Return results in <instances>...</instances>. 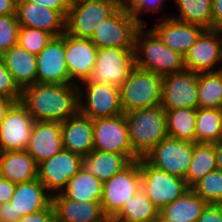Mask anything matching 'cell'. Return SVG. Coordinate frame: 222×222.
<instances>
[{
	"mask_svg": "<svg viewBox=\"0 0 222 222\" xmlns=\"http://www.w3.org/2000/svg\"><path fill=\"white\" fill-rule=\"evenodd\" d=\"M16 184L6 178L0 180V203H7L13 197Z\"/></svg>",
	"mask_w": 222,
	"mask_h": 222,
	"instance_id": "45",
	"label": "cell"
},
{
	"mask_svg": "<svg viewBox=\"0 0 222 222\" xmlns=\"http://www.w3.org/2000/svg\"><path fill=\"white\" fill-rule=\"evenodd\" d=\"M218 142H222V116H221V120H220V129H219Z\"/></svg>",
	"mask_w": 222,
	"mask_h": 222,
	"instance_id": "50",
	"label": "cell"
},
{
	"mask_svg": "<svg viewBox=\"0 0 222 222\" xmlns=\"http://www.w3.org/2000/svg\"><path fill=\"white\" fill-rule=\"evenodd\" d=\"M35 120L16 102L0 123V152L26 150Z\"/></svg>",
	"mask_w": 222,
	"mask_h": 222,
	"instance_id": "17",
	"label": "cell"
},
{
	"mask_svg": "<svg viewBox=\"0 0 222 222\" xmlns=\"http://www.w3.org/2000/svg\"><path fill=\"white\" fill-rule=\"evenodd\" d=\"M193 154V143L166 137L144 157L151 165L185 179Z\"/></svg>",
	"mask_w": 222,
	"mask_h": 222,
	"instance_id": "13",
	"label": "cell"
},
{
	"mask_svg": "<svg viewBox=\"0 0 222 222\" xmlns=\"http://www.w3.org/2000/svg\"><path fill=\"white\" fill-rule=\"evenodd\" d=\"M3 59L21 90L37 83L36 55L16 44L3 54Z\"/></svg>",
	"mask_w": 222,
	"mask_h": 222,
	"instance_id": "25",
	"label": "cell"
},
{
	"mask_svg": "<svg viewBox=\"0 0 222 222\" xmlns=\"http://www.w3.org/2000/svg\"><path fill=\"white\" fill-rule=\"evenodd\" d=\"M0 59H3V53L1 50H0Z\"/></svg>",
	"mask_w": 222,
	"mask_h": 222,
	"instance_id": "56",
	"label": "cell"
},
{
	"mask_svg": "<svg viewBox=\"0 0 222 222\" xmlns=\"http://www.w3.org/2000/svg\"><path fill=\"white\" fill-rule=\"evenodd\" d=\"M124 114L127 119L129 141L138 158H144L155 145L168 136L165 110L160 105Z\"/></svg>",
	"mask_w": 222,
	"mask_h": 222,
	"instance_id": "3",
	"label": "cell"
},
{
	"mask_svg": "<svg viewBox=\"0 0 222 222\" xmlns=\"http://www.w3.org/2000/svg\"><path fill=\"white\" fill-rule=\"evenodd\" d=\"M157 219H158V222H174V221L164 218L160 213H159Z\"/></svg>",
	"mask_w": 222,
	"mask_h": 222,
	"instance_id": "51",
	"label": "cell"
},
{
	"mask_svg": "<svg viewBox=\"0 0 222 222\" xmlns=\"http://www.w3.org/2000/svg\"><path fill=\"white\" fill-rule=\"evenodd\" d=\"M17 222H56L54 206L51 202L45 209L22 216Z\"/></svg>",
	"mask_w": 222,
	"mask_h": 222,
	"instance_id": "41",
	"label": "cell"
},
{
	"mask_svg": "<svg viewBox=\"0 0 222 222\" xmlns=\"http://www.w3.org/2000/svg\"><path fill=\"white\" fill-rule=\"evenodd\" d=\"M78 85L35 83L21 91L20 103L35 121L63 122L79 111Z\"/></svg>",
	"mask_w": 222,
	"mask_h": 222,
	"instance_id": "1",
	"label": "cell"
},
{
	"mask_svg": "<svg viewBox=\"0 0 222 222\" xmlns=\"http://www.w3.org/2000/svg\"><path fill=\"white\" fill-rule=\"evenodd\" d=\"M17 0H0V16L16 14Z\"/></svg>",
	"mask_w": 222,
	"mask_h": 222,
	"instance_id": "46",
	"label": "cell"
},
{
	"mask_svg": "<svg viewBox=\"0 0 222 222\" xmlns=\"http://www.w3.org/2000/svg\"><path fill=\"white\" fill-rule=\"evenodd\" d=\"M146 30L141 26L135 36V67L160 76L184 71V56L167 47L150 28Z\"/></svg>",
	"mask_w": 222,
	"mask_h": 222,
	"instance_id": "2",
	"label": "cell"
},
{
	"mask_svg": "<svg viewBox=\"0 0 222 222\" xmlns=\"http://www.w3.org/2000/svg\"><path fill=\"white\" fill-rule=\"evenodd\" d=\"M63 149L61 122L35 121L26 151L39 164Z\"/></svg>",
	"mask_w": 222,
	"mask_h": 222,
	"instance_id": "22",
	"label": "cell"
},
{
	"mask_svg": "<svg viewBox=\"0 0 222 222\" xmlns=\"http://www.w3.org/2000/svg\"><path fill=\"white\" fill-rule=\"evenodd\" d=\"M82 84L85 89L78 85V103L81 114L94 120L123 113L118 87L101 83Z\"/></svg>",
	"mask_w": 222,
	"mask_h": 222,
	"instance_id": "11",
	"label": "cell"
},
{
	"mask_svg": "<svg viewBox=\"0 0 222 222\" xmlns=\"http://www.w3.org/2000/svg\"><path fill=\"white\" fill-rule=\"evenodd\" d=\"M198 108L222 109V70L197 73Z\"/></svg>",
	"mask_w": 222,
	"mask_h": 222,
	"instance_id": "32",
	"label": "cell"
},
{
	"mask_svg": "<svg viewBox=\"0 0 222 222\" xmlns=\"http://www.w3.org/2000/svg\"><path fill=\"white\" fill-rule=\"evenodd\" d=\"M15 103L16 101L14 99L0 96V123Z\"/></svg>",
	"mask_w": 222,
	"mask_h": 222,
	"instance_id": "47",
	"label": "cell"
},
{
	"mask_svg": "<svg viewBox=\"0 0 222 222\" xmlns=\"http://www.w3.org/2000/svg\"><path fill=\"white\" fill-rule=\"evenodd\" d=\"M3 178V175H2V169H1V163H0V180Z\"/></svg>",
	"mask_w": 222,
	"mask_h": 222,
	"instance_id": "54",
	"label": "cell"
},
{
	"mask_svg": "<svg viewBox=\"0 0 222 222\" xmlns=\"http://www.w3.org/2000/svg\"><path fill=\"white\" fill-rule=\"evenodd\" d=\"M168 137L195 143L197 109L177 108L165 110Z\"/></svg>",
	"mask_w": 222,
	"mask_h": 222,
	"instance_id": "30",
	"label": "cell"
},
{
	"mask_svg": "<svg viewBox=\"0 0 222 222\" xmlns=\"http://www.w3.org/2000/svg\"><path fill=\"white\" fill-rule=\"evenodd\" d=\"M44 6L51 10L58 11L65 19L68 13L69 4L66 0H26Z\"/></svg>",
	"mask_w": 222,
	"mask_h": 222,
	"instance_id": "42",
	"label": "cell"
},
{
	"mask_svg": "<svg viewBox=\"0 0 222 222\" xmlns=\"http://www.w3.org/2000/svg\"><path fill=\"white\" fill-rule=\"evenodd\" d=\"M19 28L16 14L0 16V50L3 54L18 44Z\"/></svg>",
	"mask_w": 222,
	"mask_h": 222,
	"instance_id": "38",
	"label": "cell"
},
{
	"mask_svg": "<svg viewBox=\"0 0 222 222\" xmlns=\"http://www.w3.org/2000/svg\"><path fill=\"white\" fill-rule=\"evenodd\" d=\"M160 106L164 110L198 108L197 73L184 70L163 76Z\"/></svg>",
	"mask_w": 222,
	"mask_h": 222,
	"instance_id": "16",
	"label": "cell"
},
{
	"mask_svg": "<svg viewBox=\"0 0 222 222\" xmlns=\"http://www.w3.org/2000/svg\"><path fill=\"white\" fill-rule=\"evenodd\" d=\"M21 89L14 82L11 73L7 70L4 59H0V96L20 102Z\"/></svg>",
	"mask_w": 222,
	"mask_h": 222,
	"instance_id": "39",
	"label": "cell"
},
{
	"mask_svg": "<svg viewBox=\"0 0 222 222\" xmlns=\"http://www.w3.org/2000/svg\"><path fill=\"white\" fill-rule=\"evenodd\" d=\"M206 205L190 188L181 197L164 206L159 213L174 222H197Z\"/></svg>",
	"mask_w": 222,
	"mask_h": 222,
	"instance_id": "29",
	"label": "cell"
},
{
	"mask_svg": "<svg viewBox=\"0 0 222 222\" xmlns=\"http://www.w3.org/2000/svg\"><path fill=\"white\" fill-rule=\"evenodd\" d=\"M197 222H222V216L215 204H207Z\"/></svg>",
	"mask_w": 222,
	"mask_h": 222,
	"instance_id": "43",
	"label": "cell"
},
{
	"mask_svg": "<svg viewBox=\"0 0 222 222\" xmlns=\"http://www.w3.org/2000/svg\"><path fill=\"white\" fill-rule=\"evenodd\" d=\"M141 189V170L138 159L132 161L121 172L114 174L110 179L103 182L100 203L104 215L109 220H112Z\"/></svg>",
	"mask_w": 222,
	"mask_h": 222,
	"instance_id": "6",
	"label": "cell"
},
{
	"mask_svg": "<svg viewBox=\"0 0 222 222\" xmlns=\"http://www.w3.org/2000/svg\"><path fill=\"white\" fill-rule=\"evenodd\" d=\"M184 67L195 73L222 70L221 31L205 29L185 54Z\"/></svg>",
	"mask_w": 222,
	"mask_h": 222,
	"instance_id": "15",
	"label": "cell"
},
{
	"mask_svg": "<svg viewBox=\"0 0 222 222\" xmlns=\"http://www.w3.org/2000/svg\"><path fill=\"white\" fill-rule=\"evenodd\" d=\"M141 25L129 10L120 5L93 32L90 40L99 48H134L135 36Z\"/></svg>",
	"mask_w": 222,
	"mask_h": 222,
	"instance_id": "9",
	"label": "cell"
},
{
	"mask_svg": "<svg viewBox=\"0 0 222 222\" xmlns=\"http://www.w3.org/2000/svg\"><path fill=\"white\" fill-rule=\"evenodd\" d=\"M120 3L117 0H83L69 6L65 32L76 38L90 39L95 29Z\"/></svg>",
	"mask_w": 222,
	"mask_h": 222,
	"instance_id": "5",
	"label": "cell"
},
{
	"mask_svg": "<svg viewBox=\"0 0 222 222\" xmlns=\"http://www.w3.org/2000/svg\"><path fill=\"white\" fill-rule=\"evenodd\" d=\"M138 0H122L120 5L129 10Z\"/></svg>",
	"mask_w": 222,
	"mask_h": 222,
	"instance_id": "49",
	"label": "cell"
},
{
	"mask_svg": "<svg viewBox=\"0 0 222 222\" xmlns=\"http://www.w3.org/2000/svg\"><path fill=\"white\" fill-rule=\"evenodd\" d=\"M158 215L159 209L149 200L145 192L141 189L124 205L112 221L146 222L156 219Z\"/></svg>",
	"mask_w": 222,
	"mask_h": 222,
	"instance_id": "33",
	"label": "cell"
},
{
	"mask_svg": "<svg viewBox=\"0 0 222 222\" xmlns=\"http://www.w3.org/2000/svg\"><path fill=\"white\" fill-rule=\"evenodd\" d=\"M54 36L46 31L31 27H20L18 45L28 52L38 55Z\"/></svg>",
	"mask_w": 222,
	"mask_h": 222,
	"instance_id": "37",
	"label": "cell"
},
{
	"mask_svg": "<svg viewBox=\"0 0 222 222\" xmlns=\"http://www.w3.org/2000/svg\"><path fill=\"white\" fill-rule=\"evenodd\" d=\"M93 150L125 154L131 161L139 159L129 141L124 113L93 120Z\"/></svg>",
	"mask_w": 222,
	"mask_h": 222,
	"instance_id": "12",
	"label": "cell"
},
{
	"mask_svg": "<svg viewBox=\"0 0 222 222\" xmlns=\"http://www.w3.org/2000/svg\"><path fill=\"white\" fill-rule=\"evenodd\" d=\"M222 109L197 108L195 143L218 142Z\"/></svg>",
	"mask_w": 222,
	"mask_h": 222,
	"instance_id": "35",
	"label": "cell"
},
{
	"mask_svg": "<svg viewBox=\"0 0 222 222\" xmlns=\"http://www.w3.org/2000/svg\"><path fill=\"white\" fill-rule=\"evenodd\" d=\"M132 161L125 155L113 152L92 150L83 157V167L102 183L114 174L121 172Z\"/></svg>",
	"mask_w": 222,
	"mask_h": 222,
	"instance_id": "27",
	"label": "cell"
},
{
	"mask_svg": "<svg viewBox=\"0 0 222 222\" xmlns=\"http://www.w3.org/2000/svg\"><path fill=\"white\" fill-rule=\"evenodd\" d=\"M163 76L134 67L119 87L123 113L159 106Z\"/></svg>",
	"mask_w": 222,
	"mask_h": 222,
	"instance_id": "4",
	"label": "cell"
},
{
	"mask_svg": "<svg viewBox=\"0 0 222 222\" xmlns=\"http://www.w3.org/2000/svg\"><path fill=\"white\" fill-rule=\"evenodd\" d=\"M217 169L222 171V142L214 143Z\"/></svg>",
	"mask_w": 222,
	"mask_h": 222,
	"instance_id": "48",
	"label": "cell"
},
{
	"mask_svg": "<svg viewBox=\"0 0 222 222\" xmlns=\"http://www.w3.org/2000/svg\"><path fill=\"white\" fill-rule=\"evenodd\" d=\"M3 178L19 184L38 178V164L26 150L0 152Z\"/></svg>",
	"mask_w": 222,
	"mask_h": 222,
	"instance_id": "26",
	"label": "cell"
},
{
	"mask_svg": "<svg viewBox=\"0 0 222 222\" xmlns=\"http://www.w3.org/2000/svg\"><path fill=\"white\" fill-rule=\"evenodd\" d=\"M52 196L38 178L16 184L13 197L0 203V222H17L22 216L45 209Z\"/></svg>",
	"mask_w": 222,
	"mask_h": 222,
	"instance_id": "10",
	"label": "cell"
},
{
	"mask_svg": "<svg viewBox=\"0 0 222 222\" xmlns=\"http://www.w3.org/2000/svg\"><path fill=\"white\" fill-rule=\"evenodd\" d=\"M37 83L70 84L64 34L53 37L36 55Z\"/></svg>",
	"mask_w": 222,
	"mask_h": 222,
	"instance_id": "18",
	"label": "cell"
},
{
	"mask_svg": "<svg viewBox=\"0 0 222 222\" xmlns=\"http://www.w3.org/2000/svg\"><path fill=\"white\" fill-rule=\"evenodd\" d=\"M134 67V48H99L95 67L82 83L110 84L119 88Z\"/></svg>",
	"mask_w": 222,
	"mask_h": 222,
	"instance_id": "8",
	"label": "cell"
},
{
	"mask_svg": "<svg viewBox=\"0 0 222 222\" xmlns=\"http://www.w3.org/2000/svg\"><path fill=\"white\" fill-rule=\"evenodd\" d=\"M63 149L82 157L93 150V120L79 111L61 122Z\"/></svg>",
	"mask_w": 222,
	"mask_h": 222,
	"instance_id": "23",
	"label": "cell"
},
{
	"mask_svg": "<svg viewBox=\"0 0 222 222\" xmlns=\"http://www.w3.org/2000/svg\"><path fill=\"white\" fill-rule=\"evenodd\" d=\"M164 0H138L130 9L131 16L141 25L146 26L144 19L142 20L141 13L147 12H159L163 8Z\"/></svg>",
	"mask_w": 222,
	"mask_h": 222,
	"instance_id": "40",
	"label": "cell"
},
{
	"mask_svg": "<svg viewBox=\"0 0 222 222\" xmlns=\"http://www.w3.org/2000/svg\"><path fill=\"white\" fill-rule=\"evenodd\" d=\"M211 29L222 30V0L212 1V23Z\"/></svg>",
	"mask_w": 222,
	"mask_h": 222,
	"instance_id": "44",
	"label": "cell"
},
{
	"mask_svg": "<svg viewBox=\"0 0 222 222\" xmlns=\"http://www.w3.org/2000/svg\"><path fill=\"white\" fill-rule=\"evenodd\" d=\"M191 189L207 204L222 200V171L216 169L206 174Z\"/></svg>",
	"mask_w": 222,
	"mask_h": 222,
	"instance_id": "36",
	"label": "cell"
},
{
	"mask_svg": "<svg viewBox=\"0 0 222 222\" xmlns=\"http://www.w3.org/2000/svg\"><path fill=\"white\" fill-rule=\"evenodd\" d=\"M150 29L167 47L183 56L205 30L199 25L177 21L169 16Z\"/></svg>",
	"mask_w": 222,
	"mask_h": 222,
	"instance_id": "21",
	"label": "cell"
},
{
	"mask_svg": "<svg viewBox=\"0 0 222 222\" xmlns=\"http://www.w3.org/2000/svg\"><path fill=\"white\" fill-rule=\"evenodd\" d=\"M64 44L70 84L80 85L88 79L95 67L98 48L90 39L76 38L66 32Z\"/></svg>",
	"mask_w": 222,
	"mask_h": 222,
	"instance_id": "19",
	"label": "cell"
},
{
	"mask_svg": "<svg viewBox=\"0 0 222 222\" xmlns=\"http://www.w3.org/2000/svg\"><path fill=\"white\" fill-rule=\"evenodd\" d=\"M217 169L214 143H193V154L185 181L189 188Z\"/></svg>",
	"mask_w": 222,
	"mask_h": 222,
	"instance_id": "31",
	"label": "cell"
},
{
	"mask_svg": "<svg viewBox=\"0 0 222 222\" xmlns=\"http://www.w3.org/2000/svg\"><path fill=\"white\" fill-rule=\"evenodd\" d=\"M139 165L142 190L159 211L190 189L184 179L156 168L145 158H139Z\"/></svg>",
	"mask_w": 222,
	"mask_h": 222,
	"instance_id": "7",
	"label": "cell"
},
{
	"mask_svg": "<svg viewBox=\"0 0 222 222\" xmlns=\"http://www.w3.org/2000/svg\"><path fill=\"white\" fill-rule=\"evenodd\" d=\"M83 167V157L62 149L38 164V179L53 196L61 193L68 181Z\"/></svg>",
	"mask_w": 222,
	"mask_h": 222,
	"instance_id": "14",
	"label": "cell"
},
{
	"mask_svg": "<svg viewBox=\"0 0 222 222\" xmlns=\"http://www.w3.org/2000/svg\"><path fill=\"white\" fill-rule=\"evenodd\" d=\"M16 17L20 27H31L51 33H65V18L56 10L26 0L16 1Z\"/></svg>",
	"mask_w": 222,
	"mask_h": 222,
	"instance_id": "20",
	"label": "cell"
},
{
	"mask_svg": "<svg viewBox=\"0 0 222 222\" xmlns=\"http://www.w3.org/2000/svg\"><path fill=\"white\" fill-rule=\"evenodd\" d=\"M56 222H108L100 201L77 202L62 193L52 196Z\"/></svg>",
	"mask_w": 222,
	"mask_h": 222,
	"instance_id": "24",
	"label": "cell"
},
{
	"mask_svg": "<svg viewBox=\"0 0 222 222\" xmlns=\"http://www.w3.org/2000/svg\"><path fill=\"white\" fill-rule=\"evenodd\" d=\"M216 207L218 208L221 216H222V200L215 203Z\"/></svg>",
	"mask_w": 222,
	"mask_h": 222,
	"instance_id": "52",
	"label": "cell"
},
{
	"mask_svg": "<svg viewBox=\"0 0 222 222\" xmlns=\"http://www.w3.org/2000/svg\"><path fill=\"white\" fill-rule=\"evenodd\" d=\"M146 222H158V219H153V220H150V221H146Z\"/></svg>",
	"mask_w": 222,
	"mask_h": 222,
	"instance_id": "55",
	"label": "cell"
},
{
	"mask_svg": "<svg viewBox=\"0 0 222 222\" xmlns=\"http://www.w3.org/2000/svg\"><path fill=\"white\" fill-rule=\"evenodd\" d=\"M103 183L82 167L61 192L66 198L77 202L101 201Z\"/></svg>",
	"mask_w": 222,
	"mask_h": 222,
	"instance_id": "28",
	"label": "cell"
},
{
	"mask_svg": "<svg viewBox=\"0 0 222 222\" xmlns=\"http://www.w3.org/2000/svg\"><path fill=\"white\" fill-rule=\"evenodd\" d=\"M213 0H175L179 17L171 18L184 23L195 24L211 29Z\"/></svg>",
	"mask_w": 222,
	"mask_h": 222,
	"instance_id": "34",
	"label": "cell"
},
{
	"mask_svg": "<svg viewBox=\"0 0 222 222\" xmlns=\"http://www.w3.org/2000/svg\"><path fill=\"white\" fill-rule=\"evenodd\" d=\"M66 1H67V3L70 6V5H72V4L76 3V2L83 1V0H66Z\"/></svg>",
	"mask_w": 222,
	"mask_h": 222,
	"instance_id": "53",
	"label": "cell"
}]
</instances>
